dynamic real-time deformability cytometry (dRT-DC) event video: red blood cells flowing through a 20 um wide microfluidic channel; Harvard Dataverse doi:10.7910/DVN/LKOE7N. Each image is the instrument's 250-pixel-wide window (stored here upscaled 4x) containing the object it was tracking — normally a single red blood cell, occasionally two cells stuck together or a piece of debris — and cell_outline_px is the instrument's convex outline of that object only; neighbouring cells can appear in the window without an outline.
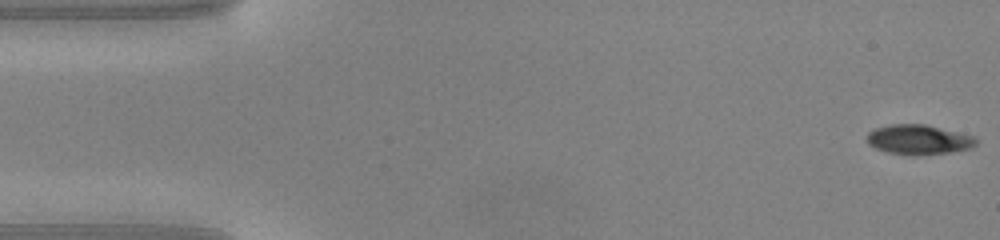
{"species": "common noctule bat (a hibernating species)", "species_latin": "Nyctalus noctula", "temperature_condition": "warm", "stored_images_in_passage": 48, "camera_frame_rate_fps": 3000, "um_per_image_px": 0.085, "animal": {"sex": "male", "body_mass_g": 20.0, "forearm_length_mm": 53.3}, "frame": {"image": 1, "passage_image": 1, "time_ms": 0.0, "image_size_px": [1000, 240], "cell_outline_px": [[976, 144], [972, 148], [952, 152], [888, 152], [876, 148], [868, 144], [868, 132], [876, 128], [892, 124], [924, 124], [976, 136]], "centroid_in_image_um": [78.12, 11.81], "position_along_channel_um": 6.9, "area_um2": 18.03}}
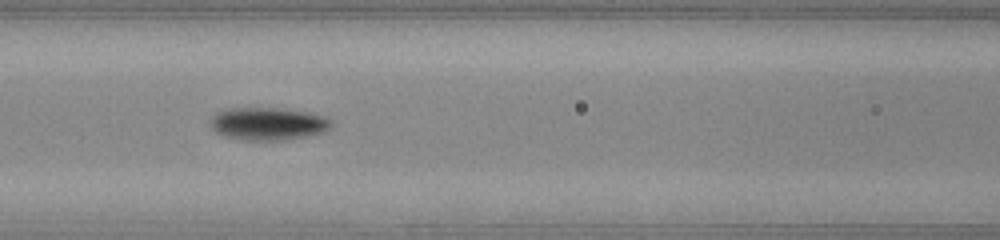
{"frame": {"image": 2, "passage_image": 20, "time_ms": 6.333, "image_size_px": [1000, 240], "cell_outline_px": [[332, 128], [308, 136], [280, 140], [244, 140], [224, 136], [216, 132], [212, 128], [208, 120], [216, 112], [228, 108], [276, 108], [308, 112], [324, 116], [332, 120]], "centroid_in_image_um": [22.75, 10.51], "position_along_channel_um": 143.8, "area_um2": 23.12}}
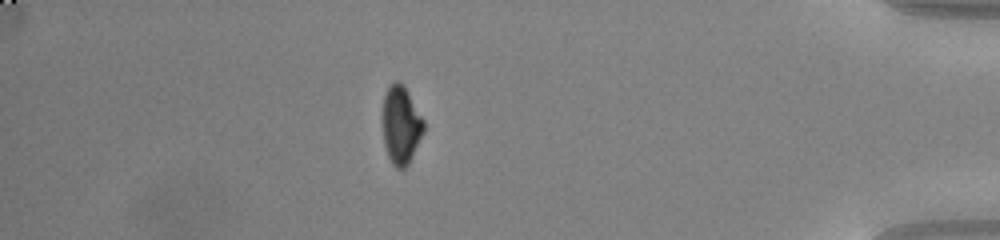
{"frame": {"image": 3, "passage_image": 42, "time_ms": 13.667, "image_size_px": [1000, 240], "cell_outline_px": [[424, 132], [408, 164], [404, 168], [396, 168], [392, 164], [388, 156], [384, 144], [380, 116], [384, 96], [392, 80], [400, 80], [404, 84], [424, 120]], "centroid_in_image_um": [34.05, 10.58], "position_along_channel_um": 401.2, "area_um2": 19.25}, "authors_computed_cell_mechanics": {"area_um2": 20.4034, "velocity_mm_per_s": 4.1643, "shape_relaxation_time_tau1_ms": 2.1285, "shape_relaxation_time_tau2_ms": null, "deformation_change_tau1": 0.1796, "deformation_change_tau2": null}}